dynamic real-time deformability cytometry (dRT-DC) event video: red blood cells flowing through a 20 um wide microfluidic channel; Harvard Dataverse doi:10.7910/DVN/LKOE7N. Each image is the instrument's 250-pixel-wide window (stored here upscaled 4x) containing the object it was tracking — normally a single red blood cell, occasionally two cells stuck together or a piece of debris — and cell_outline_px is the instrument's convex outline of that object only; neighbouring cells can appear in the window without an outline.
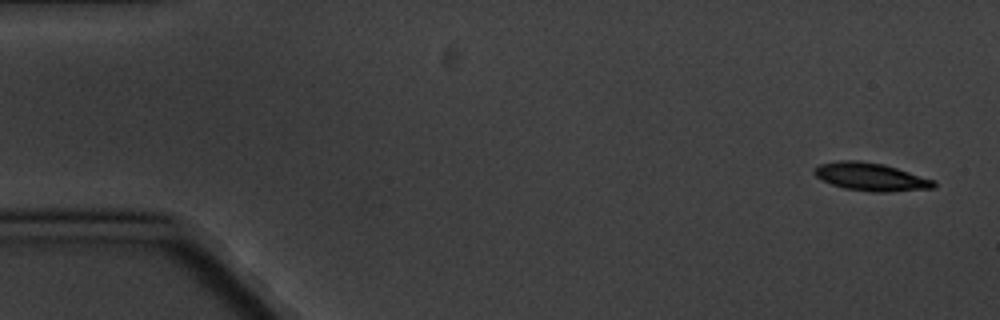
{"species": "common noctule bat (a hibernating species)", "species_latin": "Nyctalus noctula", "temperature_condition": "cold", "stored_images_in_passage": 4, "camera_frame_rate_fps": 3000, "um_per_image_px": 0.085, "animal": {"sex": "male", "body_mass_g": 20.1, "forearm_length_mm": 53.5}, "frame": {"image": 1, "passage_image": 1, "time_ms": 0.0, "image_size_px": [1000, 320], "cell_outline_px": [[936, 188], [888, 192], [872, 192], [844, 188], [820, 180], [812, 172], [820, 164], [840, 160], [860, 160], [884, 164], [932, 180], [936, 184]], "centroid_in_image_um": [73.98, 15.03], "position_along_channel_um": 11.0, "area_um2": 19.36}}